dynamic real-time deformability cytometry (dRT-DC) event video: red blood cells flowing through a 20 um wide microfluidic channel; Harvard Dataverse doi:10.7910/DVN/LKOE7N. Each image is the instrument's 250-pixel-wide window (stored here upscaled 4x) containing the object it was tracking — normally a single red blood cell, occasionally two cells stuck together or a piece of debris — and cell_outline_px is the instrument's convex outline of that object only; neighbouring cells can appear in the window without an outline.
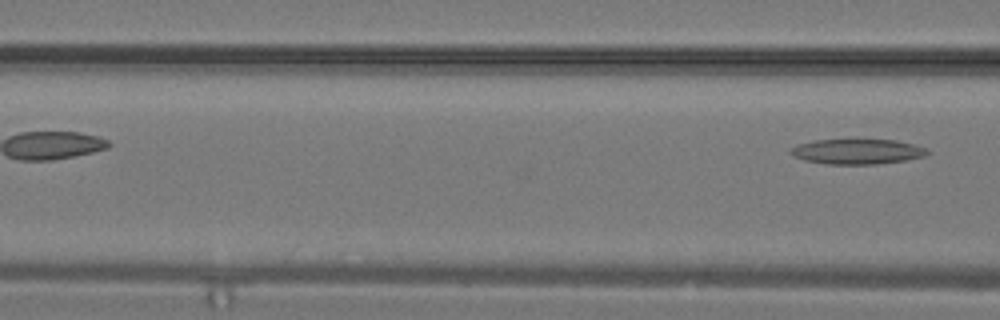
{"species": "common noctule bat (a hibernating species)", "species_latin": "Nyctalus noctula", "temperature_condition": "warm", "stored_images_in_passage": 10, "segment_of_instrument_passage": [2, 2], "camera_frame_rate_fps": 3000, "um_per_image_px": 0.085, "animal": {"sex": "male", "body_mass_g": 19.2, "forearm_length_mm": 51.8}, "frame": {"image": 1, "passage_image": 10, "time_ms": 3.0, "image_size_px": [1000, 320], "cell_outline_px": [[928, 152], [924, 156], [904, 160], [876, 164], [824, 164], [804, 160], [792, 156], [788, 152], [788, 148], [796, 144], [812, 140], [896, 140], [912, 144], [924, 148]], "centroid_in_image_um": [72.74, 12.88], "position_along_channel_um": 93.9, "area_um2": 20.0}}